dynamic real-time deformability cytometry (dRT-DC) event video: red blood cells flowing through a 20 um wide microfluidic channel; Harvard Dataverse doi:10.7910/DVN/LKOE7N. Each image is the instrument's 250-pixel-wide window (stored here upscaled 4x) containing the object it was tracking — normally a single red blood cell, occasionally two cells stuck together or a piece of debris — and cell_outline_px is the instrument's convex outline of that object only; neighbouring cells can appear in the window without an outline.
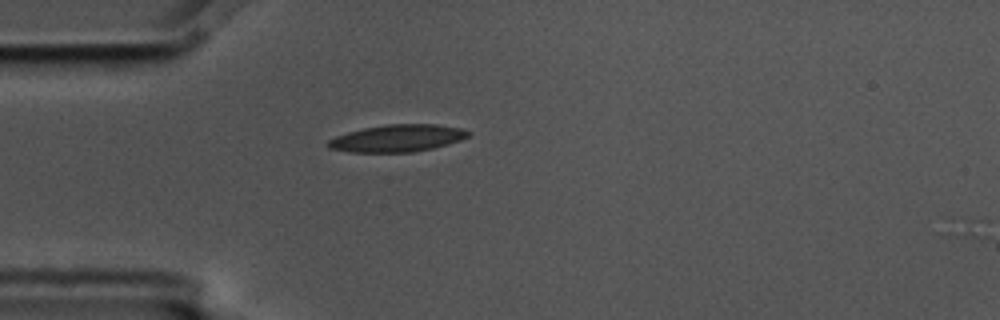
{"species": "common noctule bat (a hibernating species)", "species_latin": "Nyctalus noctula", "temperature_condition": "cold", "stored_images_in_passage": 1, "camera_frame_rate_fps": 3000, "um_per_image_px": 0.085, "animal": {"sex": "male", "body_mass_g": 17.5, "forearm_length_mm": 52.3}, "frame": {"image": 1, "passage_image": 1, "time_ms": 0.0, "image_size_px": [1000, 320], "cell_outline_px": [[472, 132], [468, 136], [460, 140], [448, 144], [432, 148], [412, 152], [348, 152], [328, 148], [324, 144], [328, 140], [336, 136], [348, 132], [364, 128], [388, 124], [436, 124], [460, 128]], "centroid_in_image_um": [33.74, 11.75], "position_along_channel_um": 51.3, "area_um2": 22.2}}